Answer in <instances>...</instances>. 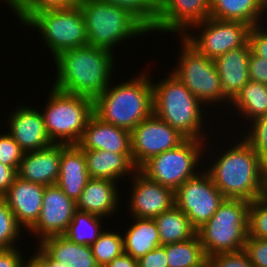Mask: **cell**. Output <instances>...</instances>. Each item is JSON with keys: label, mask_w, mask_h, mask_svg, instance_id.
I'll return each mask as SVG.
<instances>
[{"label": "cell", "mask_w": 267, "mask_h": 267, "mask_svg": "<svg viewBox=\"0 0 267 267\" xmlns=\"http://www.w3.org/2000/svg\"><path fill=\"white\" fill-rule=\"evenodd\" d=\"M50 88L46 105L39 107L47 134L53 143L77 144L94 114V100Z\"/></svg>", "instance_id": "7"}, {"label": "cell", "mask_w": 267, "mask_h": 267, "mask_svg": "<svg viewBox=\"0 0 267 267\" xmlns=\"http://www.w3.org/2000/svg\"><path fill=\"white\" fill-rule=\"evenodd\" d=\"M244 251L254 267H267V239L247 237Z\"/></svg>", "instance_id": "40"}, {"label": "cell", "mask_w": 267, "mask_h": 267, "mask_svg": "<svg viewBox=\"0 0 267 267\" xmlns=\"http://www.w3.org/2000/svg\"><path fill=\"white\" fill-rule=\"evenodd\" d=\"M131 218V220H130ZM130 225L123 229L124 253L138 260L147 252L161 246L157 224L154 219L129 217ZM134 221V222H133ZM124 233V234H123Z\"/></svg>", "instance_id": "27"}, {"label": "cell", "mask_w": 267, "mask_h": 267, "mask_svg": "<svg viewBox=\"0 0 267 267\" xmlns=\"http://www.w3.org/2000/svg\"><path fill=\"white\" fill-rule=\"evenodd\" d=\"M16 168L0 162V197H2L18 177Z\"/></svg>", "instance_id": "45"}, {"label": "cell", "mask_w": 267, "mask_h": 267, "mask_svg": "<svg viewBox=\"0 0 267 267\" xmlns=\"http://www.w3.org/2000/svg\"><path fill=\"white\" fill-rule=\"evenodd\" d=\"M45 186L15 179L8 191L2 196L13 212L19 225L29 231L38 221L42 208Z\"/></svg>", "instance_id": "19"}, {"label": "cell", "mask_w": 267, "mask_h": 267, "mask_svg": "<svg viewBox=\"0 0 267 267\" xmlns=\"http://www.w3.org/2000/svg\"><path fill=\"white\" fill-rule=\"evenodd\" d=\"M156 6H158L161 2V0H151Z\"/></svg>", "instance_id": "51"}, {"label": "cell", "mask_w": 267, "mask_h": 267, "mask_svg": "<svg viewBox=\"0 0 267 267\" xmlns=\"http://www.w3.org/2000/svg\"><path fill=\"white\" fill-rule=\"evenodd\" d=\"M0 133V162L18 169L24 151L13 137L4 130ZM4 131V132H3Z\"/></svg>", "instance_id": "38"}, {"label": "cell", "mask_w": 267, "mask_h": 267, "mask_svg": "<svg viewBox=\"0 0 267 267\" xmlns=\"http://www.w3.org/2000/svg\"><path fill=\"white\" fill-rule=\"evenodd\" d=\"M139 72L128 81L118 83L113 80L94 100V114L102 121L129 132L151 116L154 105L151 80L154 77L145 69Z\"/></svg>", "instance_id": "4"}, {"label": "cell", "mask_w": 267, "mask_h": 267, "mask_svg": "<svg viewBox=\"0 0 267 267\" xmlns=\"http://www.w3.org/2000/svg\"><path fill=\"white\" fill-rule=\"evenodd\" d=\"M249 44L256 56L267 60V25L265 23L251 27Z\"/></svg>", "instance_id": "41"}, {"label": "cell", "mask_w": 267, "mask_h": 267, "mask_svg": "<svg viewBox=\"0 0 267 267\" xmlns=\"http://www.w3.org/2000/svg\"><path fill=\"white\" fill-rule=\"evenodd\" d=\"M210 17V0H161L150 34L182 36L191 26ZM157 32V33H156Z\"/></svg>", "instance_id": "16"}, {"label": "cell", "mask_w": 267, "mask_h": 267, "mask_svg": "<svg viewBox=\"0 0 267 267\" xmlns=\"http://www.w3.org/2000/svg\"><path fill=\"white\" fill-rule=\"evenodd\" d=\"M76 210V202L57 184L45 186L39 219L24 235H33L36 244L46 237L63 235Z\"/></svg>", "instance_id": "15"}, {"label": "cell", "mask_w": 267, "mask_h": 267, "mask_svg": "<svg viewBox=\"0 0 267 267\" xmlns=\"http://www.w3.org/2000/svg\"><path fill=\"white\" fill-rule=\"evenodd\" d=\"M82 150H103L118 154L131 153V132L102 121L93 114L77 143Z\"/></svg>", "instance_id": "20"}, {"label": "cell", "mask_w": 267, "mask_h": 267, "mask_svg": "<svg viewBox=\"0 0 267 267\" xmlns=\"http://www.w3.org/2000/svg\"><path fill=\"white\" fill-rule=\"evenodd\" d=\"M103 3L118 6L129 11L149 31H151L157 20V6L151 0H98Z\"/></svg>", "instance_id": "35"}, {"label": "cell", "mask_w": 267, "mask_h": 267, "mask_svg": "<svg viewBox=\"0 0 267 267\" xmlns=\"http://www.w3.org/2000/svg\"><path fill=\"white\" fill-rule=\"evenodd\" d=\"M23 26L36 29L45 49L47 47V52L51 53V61L62 51L88 45L86 23L79 5L38 11Z\"/></svg>", "instance_id": "9"}, {"label": "cell", "mask_w": 267, "mask_h": 267, "mask_svg": "<svg viewBox=\"0 0 267 267\" xmlns=\"http://www.w3.org/2000/svg\"><path fill=\"white\" fill-rule=\"evenodd\" d=\"M244 128L245 129L240 130V136L254 149L260 160L266 165L267 115L258 117L257 119L247 124V126H245Z\"/></svg>", "instance_id": "36"}, {"label": "cell", "mask_w": 267, "mask_h": 267, "mask_svg": "<svg viewBox=\"0 0 267 267\" xmlns=\"http://www.w3.org/2000/svg\"><path fill=\"white\" fill-rule=\"evenodd\" d=\"M35 251L48 263L49 267H65L62 266V263L56 260H53L38 244H33Z\"/></svg>", "instance_id": "48"}, {"label": "cell", "mask_w": 267, "mask_h": 267, "mask_svg": "<svg viewBox=\"0 0 267 267\" xmlns=\"http://www.w3.org/2000/svg\"><path fill=\"white\" fill-rule=\"evenodd\" d=\"M105 267H138V262L130 255L123 253L122 255L114 258Z\"/></svg>", "instance_id": "46"}, {"label": "cell", "mask_w": 267, "mask_h": 267, "mask_svg": "<svg viewBox=\"0 0 267 267\" xmlns=\"http://www.w3.org/2000/svg\"><path fill=\"white\" fill-rule=\"evenodd\" d=\"M206 142L186 139L176 148L151 157L138 170L147 178L175 192L186 180L204 169Z\"/></svg>", "instance_id": "10"}, {"label": "cell", "mask_w": 267, "mask_h": 267, "mask_svg": "<svg viewBox=\"0 0 267 267\" xmlns=\"http://www.w3.org/2000/svg\"><path fill=\"white\" fill-rule=\"evenodd\" d=\"M65 267H99L90 246L73 243L64 235H52L37 243Z\"/></svg>", "instance_id": "26"}, {"label": "cell", "mask_w": 267, "mask_h": 267, "mask_svg": "<svg viewBox=\"0 0 267 267\" xmlns=\"http://www.w3.org/2000/svg\"><path fill=\"white\" fill-rule=\"evenodd\" d=\"M250 202L225 198L213 216L196 230L207 257L244 250Z\"/></svg>", "instance_id": "6"}, {"label": "cell", "mask_w": 267, "mask_h": 267, "mask_svg": "<svg viewBox=\"0 0 267 267\" xmlns=\"http://www.w3.org/2000/svg\"><path fill=\"white\" fill-rule=\"evenodd\" d=\"M23 25L34 13L44 10L72 8L80 0H3Z\"/></svg>", "instance_id": "32"}, {"label": "cell", "mask_w": 267, "mask_h": 267, "mask_svg": "<svg viewBox=\"0 0 267 267\" xmlns=\"http://www.w3.org/2000/svg\"><path fill=\"white\" fill-rule=\"evenodd\" d=\"M249 78L253 82L267 84V60L252 51L249 57Z\"/></svg>", "instance_id": "42"}, {"label": "cell", "mask_w": 267, "mask_h": 267, "mask_svg": "<svg viewBox=\"0 0 267 267\" xmlns=\"http://www.w3.org/2000/svg\"><path fill=\"white\" fill-rule=\"evenodd\" d=\"M266 16H267V14H266ZM264 23H266V24H267V17H265Z\"/></svg>", "instance_id": "52"}, {"label": "cell", "mask_w": 267, "mask_h": 267, "mask_svg": "<svg viewBox=\"0 0 267 267\" xmlns=\"http://www.w3.org/2000/svg\"><path fill=\"white\" fill-rule=\"evenodd\" d=\"M29 255L24 258L22 267H49L48 263L35 250L32 255L31 253Z\"/></svg>", "instance_id": "47"}, {"label": "cell", "mask_w": 267, "mask_h": 267, "mask_svg": "<svg viewBox=\"0 0 267 267\" xmlns=\"http://www.w3.org/2000/svg\"><path fill=\"white\" fill-rule=\"evenodd\" d=\"M115 53L90 45L62 51L54 61V88L95 100L113 81Z\"/></svg>", "instance_id": "2"}, {"label": "cell", "mask_w": 267, "mask_h": 267, "mask_svg": "<svg viewBox=\"0 0 267 267\" xmlns=\"http://www.w3.org/2000/svg\"><path fill=\"white\" fill-rule=\"evenodd\" d=\"M165 76L161 78L162 80L157 79L159 80L157 82L151 81L153 113L187 139L208 141L210 134L207 133L208 131L212 133L211 130L215 127L213 124L207 125L210 123V121L207 122L210 116L208 113L214 115L215 113L209 112V109L171 72ZM210 127L211 129L208 130Z\"/></svg>", "instance_id": "3"}, {"label": "cell", "mask_w": 267, "mask_h": 267, "mask_svg": "<svg viewBox=\"0 0 267 267\" xmlns=\"http://www.w3.org/2000/svg\"><path fill=\"white\" fill-rule=\"evenodd\" d=\"M61 143L24 152L17 170L18 177L43 186L57 183L60 172Z\"/></svg>", "instance_id": "22"}, {"label": "cell", "mask_w": 267, "mask_h": 267, "mask_svg": "<svg viewBox=\"0 0 267 267\" xmlns=\"http://www.w3.org/2000/svg\"><path fill=\"white\" fill-rule=\"evenodd\" d=\"M78 5L85 19L90 46L116 53L121 43L129 44L145 34L150 36V31L125 9L98 0H80Z\"/></svg>", "instance_id": "5"}, {"label": "cell", "mask_w": 267, "mask_h": 267, "mask_svg": "<svg viewBox=\"0 0 267 267\" xmlns=\"http://www.w3.org/2000/svg\"><path fill=\"white\" fill-rule=\"evenodd\" d=\"M250 30V25L240 21L209 17L191 26L182 37L198 52L214 60L230 50L245 46L249 42Z\"/></svg>", "instance_id": "11"}, {"label": "cell", "mask_w": 267, "mask_h": 267, "mask_svg": "<svg viewBox=\"0 0 267 267\" xmlns=\"http://www.w3.org/2000/svg\"><path fill=\"white\" fill-rule=\"evenodd\" d=\"M235 135L236 133L231 143L225 142V146L229 148L225 147L222 150L217 148L220 153L218 151L214 153L215 148L211 146L214 138L211 134L212 139H208L205 145L204 156H207L204 157V170L225 198L251 202L263 196L265 164L241 136L236 135V138Z\"/></svg>", "instance_id": "1"}, {"label": "cell", "mask_w": 267, "mask_h": 267, "mask_svg": "<svg viewBox=\"0 0 267 267\" xmlns=\"http://www.w3.org/2000/svg\"><path fill=\"white\" fill-rule=\"evenodd\" d=\"M119 185L118 182L107 179L90 178L76 201V209L106 219H110L109 216L115 217L121 211V201H124V198L120 199L123 188Z\"/></svg>", "instance_id": "21"}, {"label": "cell", "mask_w": 267, "mask_h": 267, "mask_svg": "<svg viewBox=\"0 0 267 267\" xmlns=\"http://www.w3.org/2000/svg\"><path fill=\"white\" fill-rule=\"evenodd\" d=\"M263 197L267 199V166L264 168V188Z\"/></svg>", "instance_id": "49"}, {"label": "cell", "mask_w": 267, "mask_h": 267, "mask_svg": "<svg viewBox=\"0 0 267 267\" xmlns=\"http://www.w3.org/2000/svg\"><path fill=\"white\" fill-rule=\"evenodd\" d=\"M247 237L267 239V199L263 196L250 202Z\"/></svg>", "instance_id": "37"}, {"label": "cell", "mask_w": 267, "mask_h": 267, "mask_svg": "<svg viewBox=\"0 0 267 267\" xmlns=\"http://www.w3.org/2000/svg\"><path fill=\"white\" fill-rule=\"evenodd\" d=\"M114 231V232H113ZM105 230L90 247L99 267H105L114 258L124 253L123 236L121 230ZM116 231V232H115Z\"/></svg>", "instance_id": "33"}, {"label": "cell", "mask_w": 267, "mask_h": 267, "mask_svg": "<svg viewBox=\"0 0 267 267\" xmlns=\"http://www.w3.org/2000/svg\"><path fill=\"white\" fill-rule=\"evenodd\" d=\"M88 175L94 179H107L115 182L131 178L137 168L132 154H118L103 150H83Z\"/></svg>", "instance_id": "24"}, {"label": "cell", "mask_w": 267, "mask_h": 267, "mask_svg": "<svg viewBox=\"0 0 267 267\" xmlns=\"http://www.w3.org/2000/svg\"><path fill=\"white\" fill-rule=\"evenodd\" d=\"M163 247L166 250L168 267H207V256L197 234L186 241Z\"/></svg>", "instance_id": "30"}, {"label": "cell", "mask_w": 267, "mask_h": 267, "mask_svg": "<svg viewBox=\"0 0 267 267\" xmlns=\"http://www.w3.org/2000/svg\"><path fill=\"white\" fill-rule=\"evenodd\" d=\"M7 115V123H4L8 126L7 132L24 152L40 150L53 144L45 129L42 113L36 106L21 103Z\"/></svg>", "instance_id": "17"}, {"label": "cell", "mask_w": 267, "mask_h": 267, "mask_svg": "<svg viewBox=\"0 0 267 267\" xmlns=\"http://www.w3.org/2000/svg\"><path fill=\"white\" fill-rule=\"evenodd\" d=\"M257 3L261 10L267 14V0H257Z\"/></svg>", "instance_id": "50"}, {"label": "cell", "mask_w": 267, "mask_h": 267, "mask_svg": "<svg viewBox=\"0 0 267 267\" xmlns=\"http://www.w3.org/2000/svg\"><path fill=\"white\" fill-rule=\"evenodd\" d=\"M25 251L19 247L0 250V267H22Z\"/></svg>", "instance_id": "44"}, {"label": "cell", "mask_w": 267, "mask_h": 267, "mask_svg": "<svg viewBox=\"0 0 267 267\" xmlns=\"http://www.w3.org/2000/svg\"><path fill=\"white\" fill-rule=\"evenodd\" d=\"M233 109L232 112L229 109ZM226 114L227 117L231 115V118H237L240 116L239 124L236 126L240 131V124L244 129L247 124L257 119L258 117L267 115V84L253 82L251 80L240 90L235 98L230 102ZM238 116H237V114ZM234 114V115H233ZM241 119H243L241 121ZM245 120V121H244ZM246 124V125H245ZM239 128V129H238Z\"/></svg>", "instance_id": "25"}, {"label": "cell", "mask_w": 267, "mask_h": 267, "mask_svg": "<svg viewBox=\"0 0 267 267\" xmlns=\"http://www.w3.org/2000/svg\"><path fill=\"white\" fill-rule=\"evenodd\" d=\"M175 66L170 72L206 107L216 110L223 107V89L213 59L206 57L191 46L182 36ZM222 103V104H221ZM214 105V106H213ZM218 105V106H217ZM221 105V107H220ZM212 106V107H211ZM220 107V108H219ZM223 107V108H222Z\"/></svg>", "instance_id": "8"}, {"label": "cell", "mask_w": 267, "mask_h": 267, "mask_svg": "<svg viewBox=\"0 0 267 267\" xmlns=\"http://www.w3.org/2000/svg\"><path fill=\"white\" fill-rule=\"evenodd\" d=\"M103 219L101 216L76 210L67 231L63 235L73 243L91 246L107 226Z\"/></svg>", "instance_id": "31"}, {"label": "cell", "mask_w": 267, "mask_h": 267, "mask_svg": "<svg viewBox=\"0 0 267 267\" xmlns=\"http://www.w3.org/2000/svg\"><path fill=\"white\" fill-rule=\"evenodd\" d=\"M138 267H168L166 250L158 246L137 260Z\"/></svg>", "instance_id": "43"}, {"label": "cell", "mask_w": 267, "mask_h": 267, "mask_svg": "<svg viewBox=\"0 0 267 267\" xmlns=\"http://www.w3.org/2000/svg\"><path fill=\"white\" fill-rule=\"evenodd\" d=\"M207 267H254L244 250L207 257Z\"/></svg>", "instance_id": "39"}, {"label": "cell", "mask_w": 267, "mask_h": 267, "mask_svg": "<svg viewBox=\"0 0 267 267\" xmlns=\"http://www.w3.org/2000/svg\"><path fill=\"white\" fill-rule=\"evenodd\" d=\"M89 179L83 150L77 144L61 143L60 172L56 184L76 202Z\"/></svg>", "instance_id": "23"}, {"label": "cell", "mask_w": 267, "mask_h": 267, "mask_svg": "<svg viewBox=\"0 0 267 267\" xmlns=\"http://www.w3.org/2000/svg\"><path fill=\"white\" fill-rule=\"evenodd\" d=\"M24 232L6 201L0 197V250L21 247L19 242L22 243L20 239L24 238Z\"/></svg>", "instance_id": "34"}, {"label": "cell", "mask_w": 267, "mask_h": 267, "mask_svg": "<svg viewBox=\"0 0 267 267\" xmlns=\"http://www.w3.org/2000/svg\"><path fill=\"white\" fill-rule=\"evenodd\" d=\"M186 139L153 113L131 131L133 164L138 169L151 157L176 148Z\"/></svg>", "instance_id": "13"}, {"label": "cell", "mask_w": 267, "mask_h": 267, "mask_svg": "<svg viewBox=\"0 0 267 267\" xmlns=\"http://www.w3.org/2000/svg\"><path fill=\"white\" fill-rule=\"evenodd\" d=\"M250 54L251 48L248 42L245 46L230 50L214 59L223 89V106L226 110L230 102L250 80Z\"/></svg>", "instance_id": "18"}, {"label": "cell", "mask_w": 267, "mask_h": 267, "mask_svg": "<svg viewBox=\"0 0 267 267\" xmlns=\"http://www.w3.org/2000/svg\"><path fill=\"white\" fill-rule=\"evenodd\" d=\"M174 198L175 206L196 230L213 216L225 199L204 169L186 180L174 192Z\"/></svg>", "instance_id": "12"}, {"label": "cell", "mask_w": 267, "mask_h": 267, "mask_svg": "<svg viewBox=\"0 0 267 267\" xmlns=\"http://www.w3.org/2000/svg\"><path fill=\"white\" fill-rule=\"evenodd\" d=\"M210 17L223 21H240L252 27L263 24L266 14L257 0H210Z\"/></svg>", "instance_id": "28"}, {"label": "cell", "mask_w": 267, "mask_h": 267, "mask_svg": "<svg viewBox=\"0 0 267 267\" xmlns=\"http://www.w3.org/2000/svg\"><path fill=\"white\" fill-rule=\"evenodd\" d=\"M161 240V246L186 241L196 235V229L189 218L175 205L154 218Z\"/></svg>", "instance_id": "29"}, {"label": "cell", "mask_w": 267, "mask_h": 267, "mask_svg": "<svg viewBox=\"0 0 267 267\" xmlns=\"http://www.w3.org/2000/svg\"><path fill=\"white\" fill-rule=\"evenodd\" d=\"M127 183H130L128 190L131 192L125 204L129 217L154 219L175 205L171 188L147 178L138 169Z\"/></svg>", "instance_id": "14"}]
</instances>
